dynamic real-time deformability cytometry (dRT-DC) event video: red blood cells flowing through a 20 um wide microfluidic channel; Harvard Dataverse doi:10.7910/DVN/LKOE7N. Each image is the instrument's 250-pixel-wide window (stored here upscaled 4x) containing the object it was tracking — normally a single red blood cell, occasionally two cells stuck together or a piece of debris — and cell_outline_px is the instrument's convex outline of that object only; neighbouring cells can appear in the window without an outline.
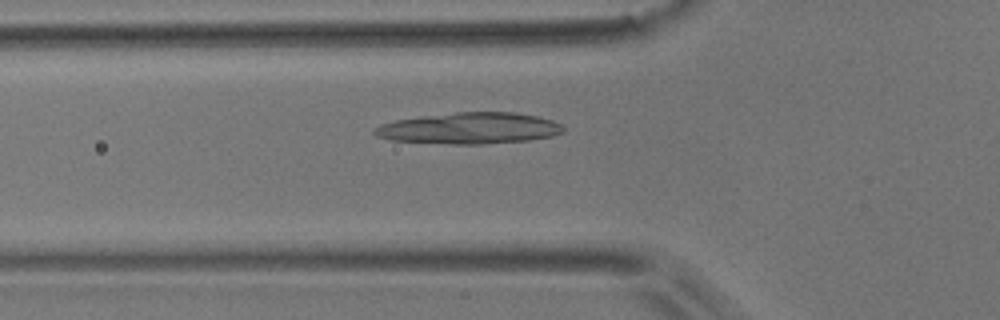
{"species": "common noctule bat (a hibernating species)", "species_latin": "Nyctalus noctula", "temperature_condition": "room temperature", "stored_images_in_passage": 54, "camera_frame_rate_fps": 3000, "um_per_image_px": 0.085, "animal": {"sex": "male", "body_mass_g": 17.9}, "frame": {"image": 1, "passage_image": 19, "time_ms": 6.0, "image_size_px": [1000, 320], "cell_outline_px": [[564, 132], [552, 136], [528, 140], [484, 144], [456, 144], [392, 140], [376, 136], [372, 132], [372, 128], [380, 124], [396, 120], [424, 116], [456, 112], [512, 112], [536, 116], [552, 120], [560, 124], [564, 128]], "centroid_in_image_um": [39.89, 10.9], "position_along_channel_um": 85.9, "area_um2": 34.28}}
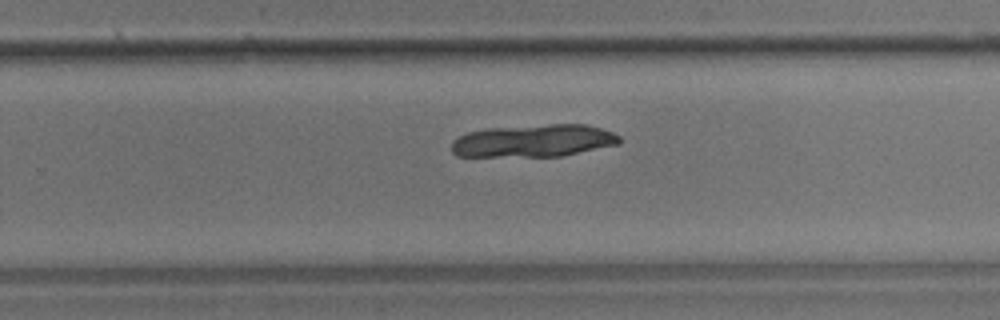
{"frame": {"image": 2, "passage_image": 35, "time_ms": 11.333, "image_size_px": [1000, 320], "cell_outline_px": [[620, 144], [560, 156], [456, 156], [452, 152], [452, 140], [468, 132], [488, 128], [552, 124], [588, 124], [612, 132], [620, 136]], "centroid_in_image_um": [45.37, 11.96], "position_along_channel_um": 284.4, "area_um2": 31.73}}
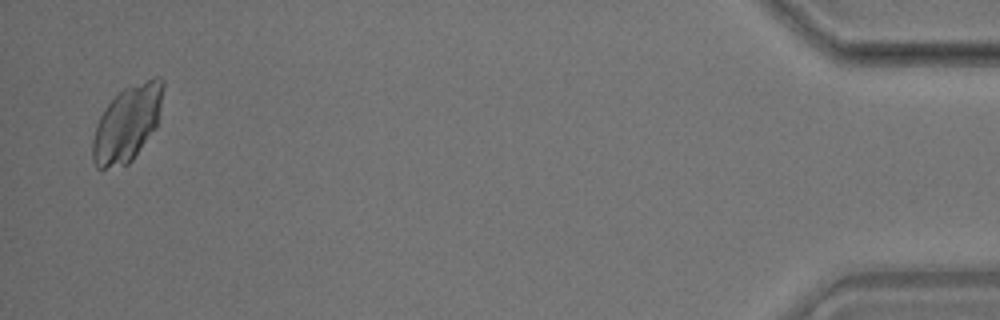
{"frame": {"image": 3, "passage_image": 53, "time_ms": 17.333, "image_size_px": [1000, 320], "cell_outline_px": [[164, 84], [156, 128], [132, 160], [128, 164], [104, 168], [96, 168], [92, 160], [92, 140], [96, 124], [104, 108], [124, 88], [156, 76], [160, 76], [164, 80]], "centroid_in_image_um": [10.8, 10.5], "position_along_channel_um": 424.4, "area_um2": 30.92}}